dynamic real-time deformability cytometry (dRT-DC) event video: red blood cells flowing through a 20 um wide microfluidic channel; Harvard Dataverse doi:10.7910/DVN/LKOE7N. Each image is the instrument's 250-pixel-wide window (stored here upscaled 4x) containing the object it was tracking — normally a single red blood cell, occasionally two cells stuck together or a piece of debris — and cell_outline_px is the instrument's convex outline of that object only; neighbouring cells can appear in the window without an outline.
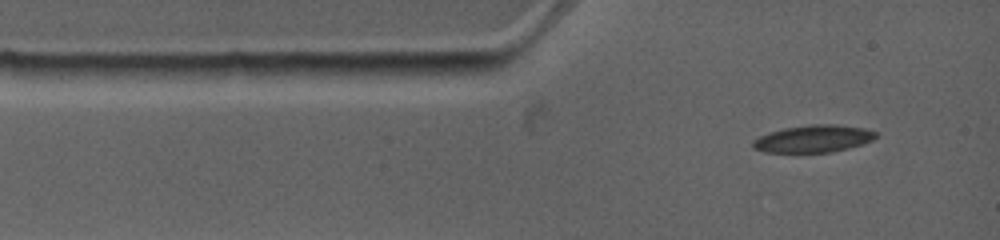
{"species": "common noctule bat (a hibernating species)", "species_latin": "Nyctalus noctula", "temperature_condition": "warm", "stored_images_in_passage": 4, "camera_frame_rate_fps": 4500, "um_per_image_px": 0.085, "animal": {"sex": "female", "body_mass_g": 19.0, "forearm_length_mm": 53.3}, "frame": {"image": 1, "passage_image": 1, "time_ms": 0.0, "image_size_px": [1000, 240], "cell_outline_px": [[876, 136], [872, 140], [848, 148], [832, 152], [764, 152], [752, 148], [752, 140], [768, 132], [784, 128], [812, 124], [836, 124], [864, 128], [876, 132]], "centroid_in_image_um": [69.09, 11.79], "position_along_channel_um": 15.9, "area_um2": 19.48}}
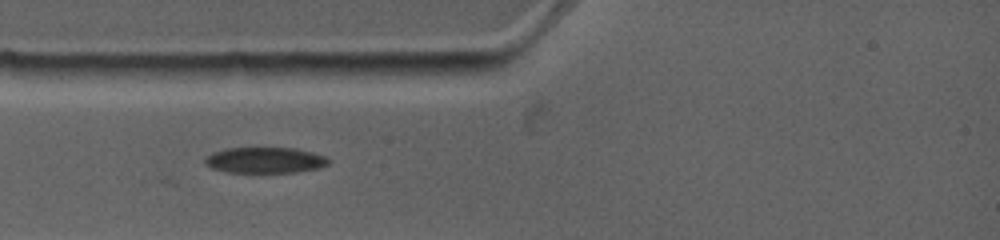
{"frame": {"image": 2, "passage_image": 3, "time_ms": 1.778, "image_size_px": [1000, 240], "cell_outline_px": [[332, 160], [328, 164], [316, 168], [296, 172], [228, 172], [212, 168], [204, 164], [204, 156], [212, 152], [224, 148], [292, 148], [312, 152], [328, 156]], "centroid_in_image_um": [22.5, 13.6], "position_along_channel_um": 62.5, "area_um2": 18.73}}
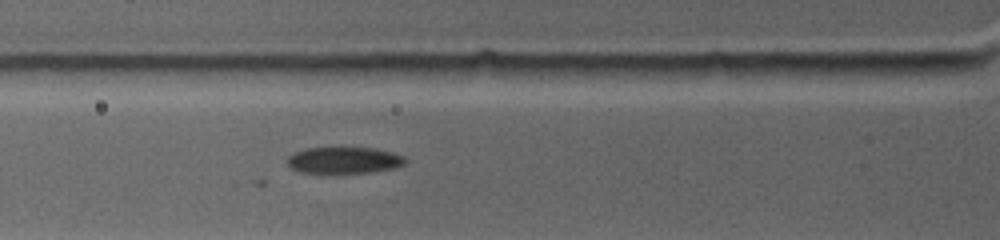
{"frame": {"image": 3, "passage_image": 4, "time_ms": 2.667, "image_size_px": [1000, 240], "cell_outline_px": [[408, 160], [404, 164], [396, 168], [372, 172], [332, 176], [300, 172], [288, 168], [284, 160], [288, 156], [296, 152], [308, 148], [340, 144], [376, 148], [392, 152], [404, 156]], "centroid_in_image_um": [29.18, 13.62], "position_along_channel_um": 96.6, "area_um2": 20.29}}